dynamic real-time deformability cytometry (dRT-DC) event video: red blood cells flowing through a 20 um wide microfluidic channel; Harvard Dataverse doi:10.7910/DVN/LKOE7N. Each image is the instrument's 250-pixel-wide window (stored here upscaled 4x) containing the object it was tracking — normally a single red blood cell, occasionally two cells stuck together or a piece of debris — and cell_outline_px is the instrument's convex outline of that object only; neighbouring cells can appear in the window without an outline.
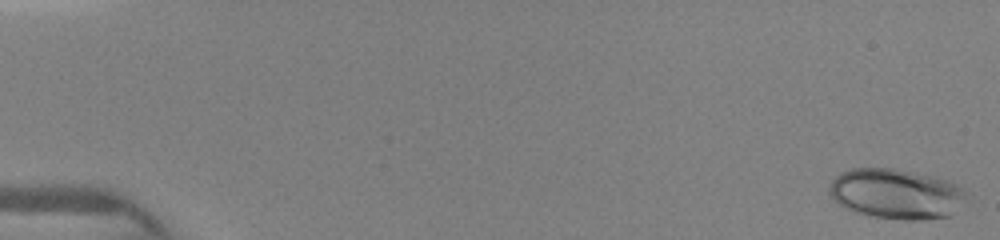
{"species": "human", "species_latin": "Homo sapiens", "temperature_condition": "warm", "stored_images_in_passage": 35, "camera_frame_rate_fps": 3000, "um_per_image_px": 0.085, "donor": {"sex": "female"}, "frame": {"image": 1, "passage_image": 1, "time_ms": 0.0, "image_size_px": [1000, 240], "cell_outline_px": [[964, 196], [952, 216], [920, 220], [904, 220], [876, 216], [856, 212], [844, 208], [832, 200], [828, 196], [828, 188], [832, 180], [840, 172], [852, 168], [892, 168], [932, 176], [948, 180], [960, 188], [964, 192]], "centroid_in_image_um": [76.08, 16.47], "position_along_channel_um": 8.9, "area_um2": 39.82}}
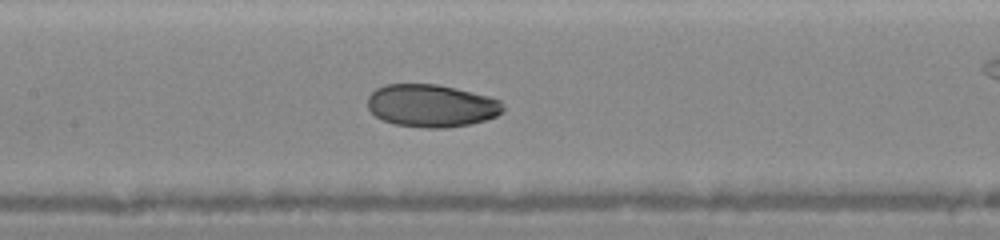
{"frame": {"image": 2, "passage_image": 18, "time_ms": 7.333, "image_size_px": [1000, 240], "cell_outline_px": [[504, 112], [496, 116], [472, 124], [448, 128], [424, 128], [396, 124], [384, 120], [376, 116], [368, 108], [368, 96], [376, 88], [388, 84], [436, 84], [456, 88], [488, 96], [500, 100], [504, 104]], "centroid_in_image_um": [36.7, 8.99], "position_along_channel_um": 170.7, "area_um2": 33.76}}
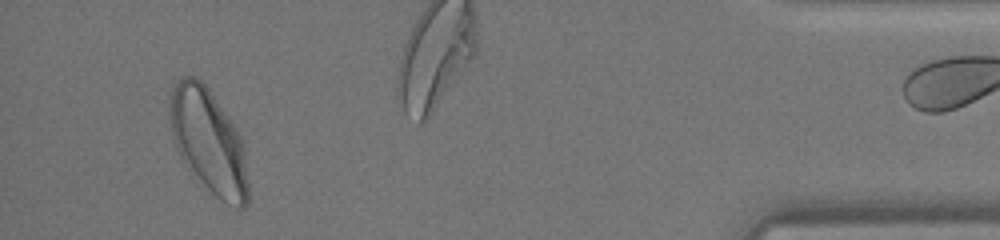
{"frame": {"image": 3, "passage_image": 33, "time_ms": 14.333, "image_size_px": [1000, 240], "cell_outline_px": [[248, 204], [244, 208], [236, 208], [220, 200], [200, 180], [180, 156], [176, 148], [172, 136], [168, 116], [168, 104], [172, 88], [176, 80], [180, 76], [192, 76], [200, 80], [208, 88], [228, 116], [236, 128], [240, 136], [244, 148], [248, 184]], "centroid_in_image_um": [17.71, 11.98], "position_along_channel_um": 417.5, "area_um2": 47.51}}